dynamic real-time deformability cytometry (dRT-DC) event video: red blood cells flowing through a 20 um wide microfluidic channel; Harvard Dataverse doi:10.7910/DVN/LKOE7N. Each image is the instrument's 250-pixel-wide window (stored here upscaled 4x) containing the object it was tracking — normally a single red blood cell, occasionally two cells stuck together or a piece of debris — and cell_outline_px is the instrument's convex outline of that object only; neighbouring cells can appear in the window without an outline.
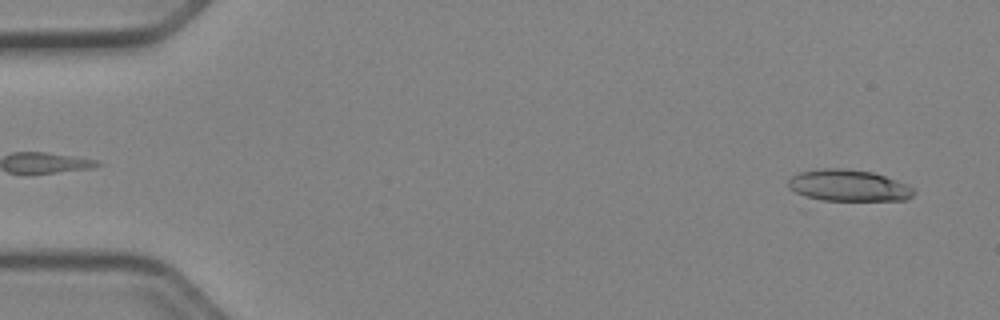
{"species": "Egyptian fruit bat (a non-hibernating species)", "species_latin": "Rousettus aegyptiacus", "temperature_condition": "cold", "stored_images_in_passage": 15, "camera_frame_rate_fps": 3000, "um_per_image_px": 0.085, "animal": {"sex": "female"}, "frame": {"image": 1, "passage_image": 2, "time_ms": 0.333, "image_size_px": [1000, 320], "cell_outline_px": [[916, 192], [912, 196], [904, 200], [812, 200], [788, 188], [788, 180], [792, 176], [800, 172], [824, 168], [840, 168], [872, 172], [896, 180], [912, 188]], "centroid_in_image_um": [72.07, 15.78], "position_along_channel_um": 12.9, "area_um2": 22.95}}
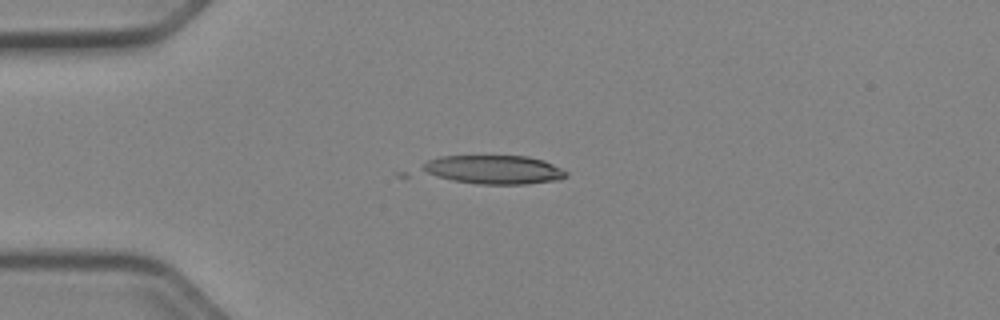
{"frame": {"image": 2, "passage_image": 12, "time_ms": 3.667, "image_size_px": [1000, 320], "cell_outline_px": [[568, 176], [560, 180], [528, 184], [476, 184], [452, 180], [436, 176], [428, 172], [424, 168], [424, 164], [428, 160], [440, 156], [528, 156], [544, 160], [568, 172]], "centroid_in_image_um": [42.06, 14.42], "position_along_channel_um": 42.9, "area_um2": 23.99}}